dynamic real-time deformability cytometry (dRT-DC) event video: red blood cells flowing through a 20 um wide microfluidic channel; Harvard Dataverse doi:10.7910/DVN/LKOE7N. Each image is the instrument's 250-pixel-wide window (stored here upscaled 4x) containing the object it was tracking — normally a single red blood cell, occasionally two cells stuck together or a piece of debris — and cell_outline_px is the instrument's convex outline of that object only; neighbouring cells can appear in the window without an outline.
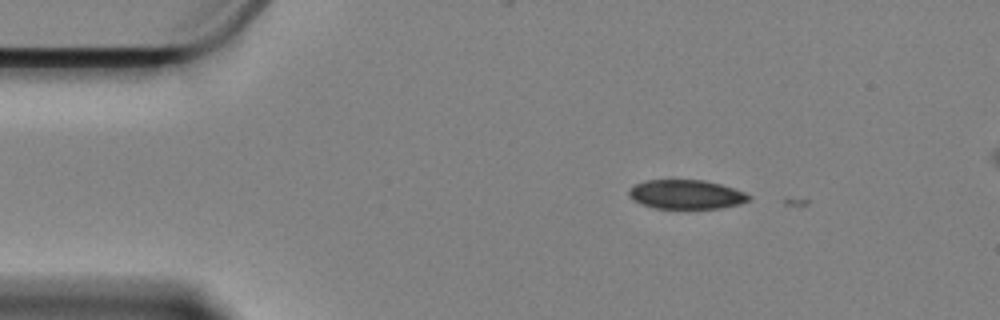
{"species": "Egyptian fruit bat (a non-hibernating species)", "species_latin": "Rousettus aegyptiacus", "temperature_condition": "cold", "stored_images_in_passage": 5, "camera_frame_rate_fps": 3000, "um_per_image_px": 0.085, "animal": {"sex": "female"}, "frame": {"image": 1, "passage_image": 4, "time_ms": 1.0, "image_size_px": [1000, 320], "cell_outline_px": [[752, 196], [748, 200], [740, 204], [720, 208], [656, 208], [632, 200], [628, 196], [628, 188], [644, 180], [704, 180], [720, 184], [744, 192]], "centroid_in_image_um": [58.3, 16.52], "position_along_channel_um": 26.7, "area_um2": 20.29}}